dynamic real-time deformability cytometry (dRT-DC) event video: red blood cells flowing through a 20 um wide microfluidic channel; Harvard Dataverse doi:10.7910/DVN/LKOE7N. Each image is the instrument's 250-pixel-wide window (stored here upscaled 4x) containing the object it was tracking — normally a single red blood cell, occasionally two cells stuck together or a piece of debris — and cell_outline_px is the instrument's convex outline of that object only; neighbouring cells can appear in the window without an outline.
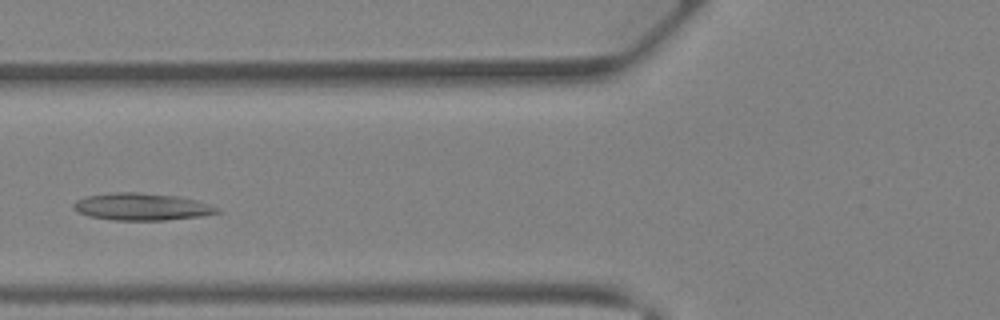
{"species": "Egyptian fruit bat (a non-hibernating species)", "species_latin": "Rousettus aegyptiacus", "temperature_condition": "warm", "stored_images_in_passage": 25, "camera_frame_rate_fps": 3000, "um_per_image_px": 0.085, "animal": {"sex": "female"}, "frame": {"image": 1, "passage_image": 4, "time_ms": 1.0, "image_size_px": [1000, 320], "cell_outline_px": [[220, 212], [200, 216], [164, 220], [112, 220], [88, 216], [76, 212], [72, 208], [72, 204], [76, 200], [88, 196], [108, 192], [136, 192], [180, 196], [196, 200], [220, 208]], "centroid_in_image_um": [12.0, 17.57], "position_along_channel_um": 113.8, "area_um2": 22.89}}
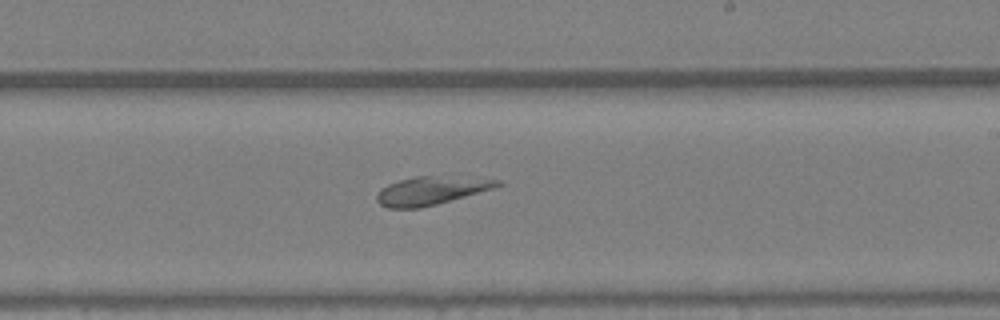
{"frame": {"image": 2, "passage_image": 13, "time_ms": 4.0, "image_size_px": [1000, 320], "cell_outline_px": [[504, 184], [492, 188], [436, 204], [420, 208], [388, 208], [380, 204], [376, 200], [376, 196], [380, 188], [388, 184], [412, 176], [432, 176], [500, 180]], "centroid_in_image_um": [36.55, 16.21], "position_along_channel_um": 252.4, "area_um2": 19.42}}
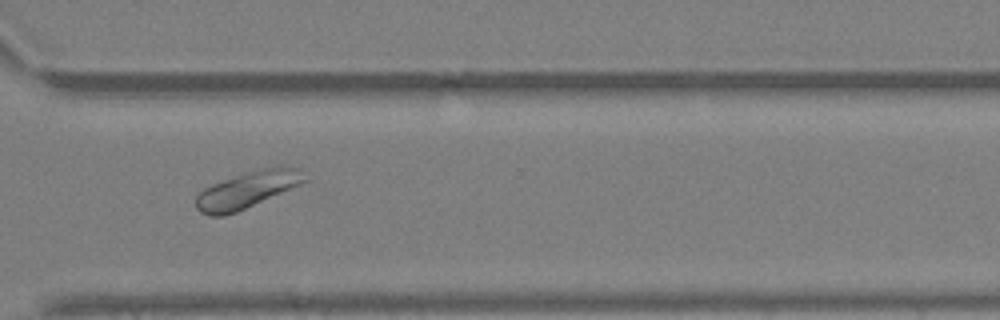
{"frame": {"image": 3, "passage_image": 19, "time_ms": 6.0, "image_size_px": [1000, 320], "cell_outline_px": [[312, 180], [236, 212], [224, 216], [212, 216], [200, 212], [196, 208], [196, 196], [204, 188], [212, 184], [260, 168], [280, 164], [288, 164], [300, 168]], "centroid_in_image_um": [21.15, 16.09], "position_along_channel_um": 349.4, "area_um2": 23.7}}